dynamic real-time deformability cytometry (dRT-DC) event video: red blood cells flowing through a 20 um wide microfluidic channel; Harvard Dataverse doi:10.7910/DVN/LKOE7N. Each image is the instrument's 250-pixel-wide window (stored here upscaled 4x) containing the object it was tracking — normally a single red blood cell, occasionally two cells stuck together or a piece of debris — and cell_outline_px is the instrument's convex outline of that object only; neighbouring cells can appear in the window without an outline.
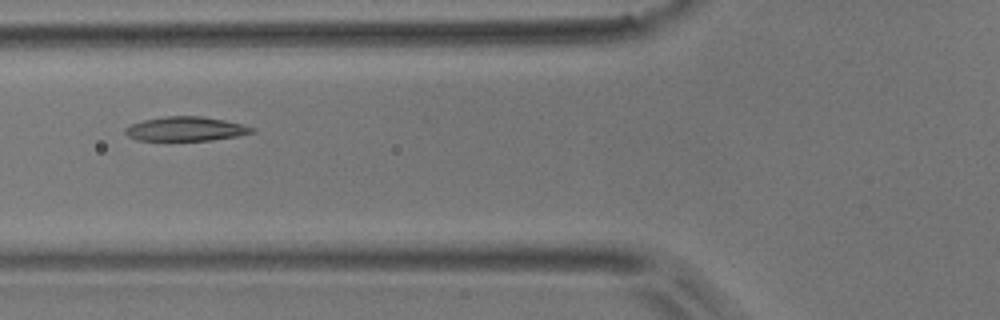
{"species": "common noctule bat (a hibernating species)", "species_latin": "Nyctalus noctula", "temperature_condition": "room temperature", "stored_images_in_passage": 8, "camera_frame_rate_fps": 3000, "um_per_image_px": 0.085, "animal": {"sex": "male", "body_mass_g": 17.9}, "frame": {"image": 1, "passage_image": 6, "time_ms": 5.333, "image_size_px": [1000, 320], "cell_outline_px": [[256, 132], [236, 136], [212, 140], [136, 140], [128, 136], [124, 132], [124, 128], [132, 124], [144, 120], [164, 116], [200, 116], [224, 120], [244, 124], [256, 128]], "centroid_in_image_um": [15.82, 10.95], "position_along_channel_um": 110.0, "area_um2": 17.92}}
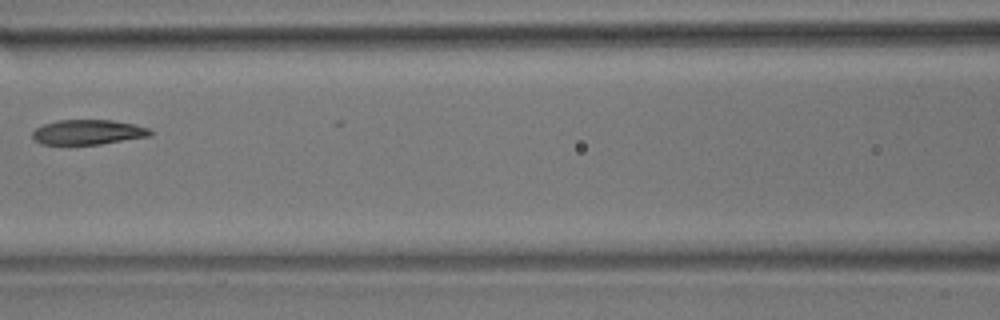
{"frame": {"image": 2, "passage_image": 7, "time_ms": 6.667, "image_size_px": [1000, 320], "cell_outline_px": [[152, 136], [100, 144], [40, 144], [32, 136], [32, 132], [36, 128], [44, 124], [56, 120], [112, 120], [136, 124], [148, 128], [152, 132]], "centroid_in_image_um": [7.5, 11.23], "position_along_channel_um": 159.1, "area_um2": 17.11}}